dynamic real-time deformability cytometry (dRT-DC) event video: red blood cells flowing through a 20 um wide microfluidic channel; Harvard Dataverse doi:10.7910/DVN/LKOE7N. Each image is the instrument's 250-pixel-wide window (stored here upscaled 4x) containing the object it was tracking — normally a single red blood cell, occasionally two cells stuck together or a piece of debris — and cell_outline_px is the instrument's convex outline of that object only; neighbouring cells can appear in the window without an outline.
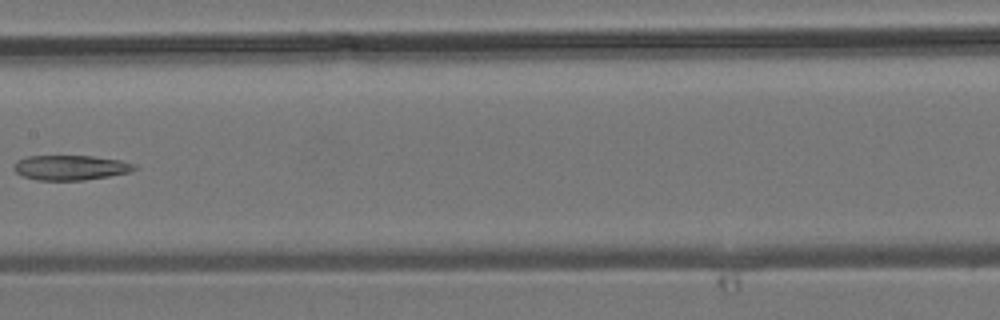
{"species": "common noctule bat (a hibernating species)", "species_latin": "Nyctalus noctula", "temperature_condition": "room temperature", "stored_images_in_passage": 6, "camera_frame_rate_fps": 3000, "um_per_image_px": 0.085, "animal": {"sex": "male", "body_mass_g": 19.2, "forearm_length_mm": 51.8}, "frame": {"image": 1, "passage_image": 6, "time_ms": 6.0, "image_size_px": [1000, 320], "cell_outline_px": [[136, 168], [132, 172], [84, 180], [36, 180], [20, 176], [12, 168], [12, 164], [16, 160], [24, 156], [92, 156], [120, 160], [136, 164]], "centroid_in_image_um": [5.94, 14.24], "position_along_channel_um": 201.5, "area_um2": 17.74}}